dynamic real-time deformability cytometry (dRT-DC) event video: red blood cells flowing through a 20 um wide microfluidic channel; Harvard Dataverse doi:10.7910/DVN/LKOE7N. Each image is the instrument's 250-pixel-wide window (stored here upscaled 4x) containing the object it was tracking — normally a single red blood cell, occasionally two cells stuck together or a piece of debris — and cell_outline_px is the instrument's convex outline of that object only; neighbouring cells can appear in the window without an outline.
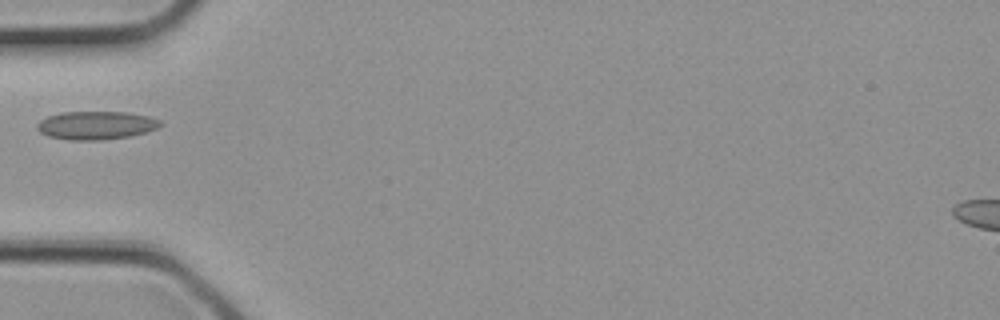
{"species": "common noctule bat (a hibernating species)", "species_latin": "Nyctalus noctula", "temperature_condition": "cold", "stored_images_in_passage": 1, "camera_frame_rate_fps": 3000, "um_per_image_px": 0.085, "animal": {"sex": "female", "body_mass_g": 21.9}, "frame": {"image": 1, "passage_image": 1, "time_ms": 0.0, "image_size_px": [1000, 320], "cell_outline_px": [[164, 124], [156, 128], [132, 136], [100, 140], [68, 140], [48, 136], [40, 132], [36, 128], [36, 124], [40, 120], [48, 116], [60, 112], [124, 112], [148, 116], [160, 120]], "centroid_in_image_um": [8.14, 10.65], "position_along_channel_um": 76.9, "area_um2": 20.35}}